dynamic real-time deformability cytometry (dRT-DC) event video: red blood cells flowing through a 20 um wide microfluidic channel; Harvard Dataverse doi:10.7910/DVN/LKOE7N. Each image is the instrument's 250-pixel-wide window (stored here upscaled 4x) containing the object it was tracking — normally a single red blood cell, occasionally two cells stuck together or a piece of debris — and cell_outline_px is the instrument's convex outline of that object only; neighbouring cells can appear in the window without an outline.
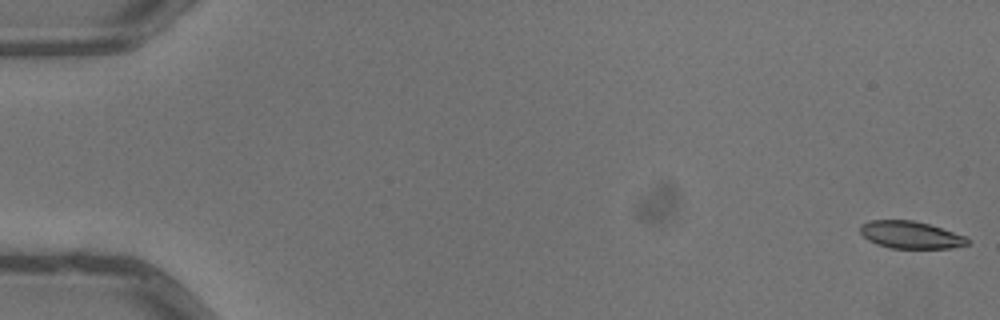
{"species": "common noctule bat (a hibernating species)", "species_latin": "Nyctalus noctula", "temperature_condition": "warm", "stored_images_in_passage": 6, "camera_frame_rate_fps": 3000, "um_per_image_px": 0.085, "animal": {"sex": "male", "body_mass_g": 13.3}, "frame": {"image": 1, "passage_image": 1, "time_ms": 0.0, "image_size_px": [1000, 320], "cell_outline_px": [[968, 244], [952, 248], [892, 248], [876, 244], [868, 240], [860, 232], [860, 224], [868, 220], [912, 220], [928, 224], [968, 236]], "centroid_in_image_um": [77.39, 19.96], "position_along_channel_um": 7.6, "area_um2": 17.11}}
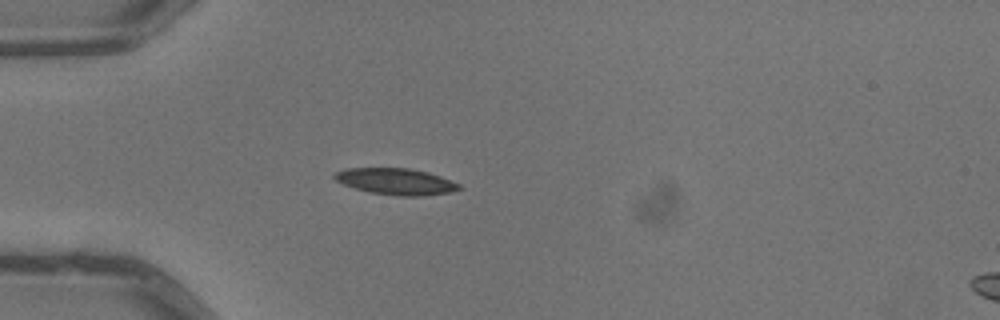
{"frame": {"image": 2, "passage_image": 5, "time_ms": 1.333, "image_size_px": [1000, 320], "cell_outline_px": [[464, 188], [452, 192], [424, 196], [396, 196], [372, 192], [356, 188], [344, 184], [336, 180], [332, 176], [336, 172], [344, 168], [408, 168], [428, 172], [440, 176], [460, 184]], "centroid_in_image_um": [33.7, 15.43], "position_along_channel_um": 51.3, "area_um2": 19.19}}